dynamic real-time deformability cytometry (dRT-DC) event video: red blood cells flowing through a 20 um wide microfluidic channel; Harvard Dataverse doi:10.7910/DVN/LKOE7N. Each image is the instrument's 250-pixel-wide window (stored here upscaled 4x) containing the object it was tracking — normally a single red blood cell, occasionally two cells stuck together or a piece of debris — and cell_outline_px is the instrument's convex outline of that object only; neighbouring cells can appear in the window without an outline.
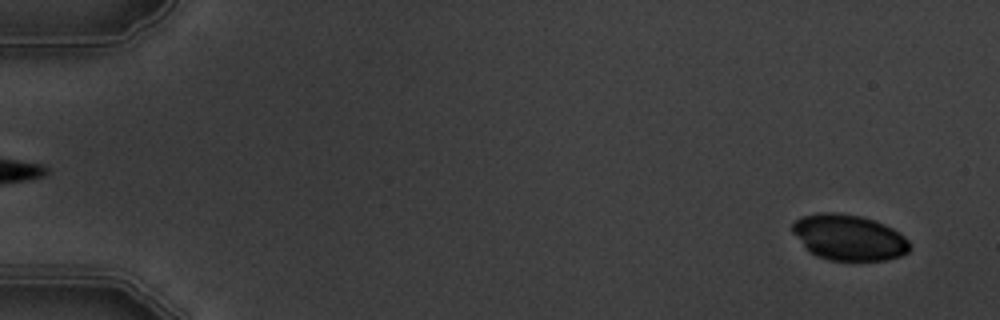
{"species": "common noctule bat (a hibernating species)", "species_latin": "Nyctalus noctula", "temperature_condition": "warm", "stored_images_in_passage": 4, "camera_frame_rate_fps": 3000, "um_per_image_px": 0.085, "animal": {"sex": "male", "body_mass_g": 19.5, "forearm_length_mm": 54.6}, "frame": {"image": 1, "passage_image": 1, "time_ms": 0.0, "image_size_px": [1000, 320], "cell_outline_px": [[912, 248], [908, 252], [900, 256], [884, 260], [828, 260], [816, 256], [808, 252], [804, 248], [792, 232], [792, 224], [800, 216], [820, 212], [832, 212], [860, 216], [884, 224], [900, 232], [908, 240]], "centroid_in_image_um": [72.13, 20.19], "position_along_channel_um": 12.9, "area_um2": 31.5}}